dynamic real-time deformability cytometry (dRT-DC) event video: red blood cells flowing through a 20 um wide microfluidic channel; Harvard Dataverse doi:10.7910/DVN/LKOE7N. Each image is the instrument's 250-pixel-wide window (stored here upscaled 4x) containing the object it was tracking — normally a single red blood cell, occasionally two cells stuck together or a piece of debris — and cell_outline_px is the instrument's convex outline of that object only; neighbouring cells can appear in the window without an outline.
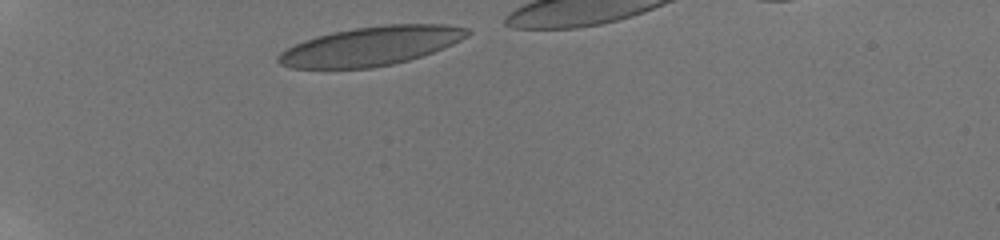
{"species": "human", "species_latin": "Homo sapiens", "temperature_condition": "room temperature", "stored_images_in_passage": 22, "camera_frame_rate_fps": 3000, "um_per_image_px": 0.085, "donor": {"sex": "male"}, "frame": {"image": 1, "passage_image": 1, "time_ms": 0.0, "image_size_px": [1000, 240], "cell_outline_px": [[472, 32], [468, 36], [444, 48], [408, 60], [392, 64], [372, 68], [292, 68], [280, 64], [276, 60], [276, 56], [280, 52], [304, 40], [316, 36], [332, 32], [352, 28], [384, 24], [448, 24], [468, 28]], "centroid_in_image_um": [31.54, 3.9], "position_along_channel_um": 53.5, "area_um2": 43.0}}
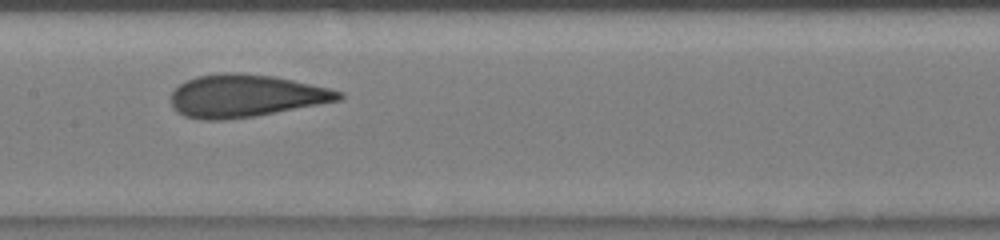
{"frame": {"image": 2, "passage_image": 9, "time_ms": 2.667, "image_size_px": [1000, 240], "cell_outline_px": [[344, 96], [340, 100], [320, 104], [256, 116], [224, 120], [200, 120], [184, 116], [176, 112], [172, 108], [172, 92], [180, 84], [196, 76], [220, 72], [236, 72], [276, 76], [328, 88], [344, 92]], "centroid_in_image_um": [20.86, 8.15], "position_along_channel_um": 186.5, "area_um2": 41.85}}
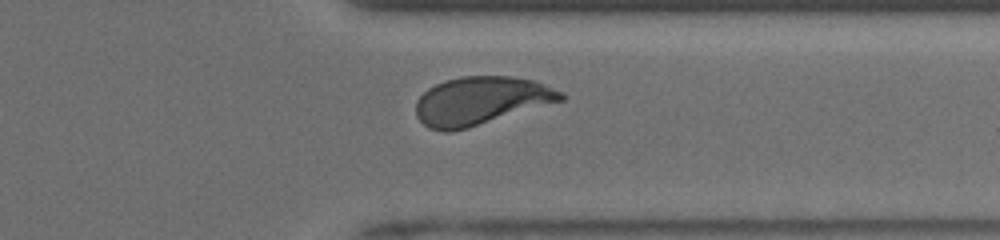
{"frame": {"image": 3, "passage_image": 18, "time_ms": 5.667, "image_size_px": [1000, 240], "cell_outline_px": [[564, 100], [468, 128], [452, 132], [444, 132], [428, 128], [416, 116], [416, 100], [428, 88], [444, 80], [460, 76], [512, 76], [532, 80], [544, 84], [564, 92]], "centroid_in_image_um": [40.86, 8.57], "position_along_channel_um": 370.5, "area_um2": 40.81}}